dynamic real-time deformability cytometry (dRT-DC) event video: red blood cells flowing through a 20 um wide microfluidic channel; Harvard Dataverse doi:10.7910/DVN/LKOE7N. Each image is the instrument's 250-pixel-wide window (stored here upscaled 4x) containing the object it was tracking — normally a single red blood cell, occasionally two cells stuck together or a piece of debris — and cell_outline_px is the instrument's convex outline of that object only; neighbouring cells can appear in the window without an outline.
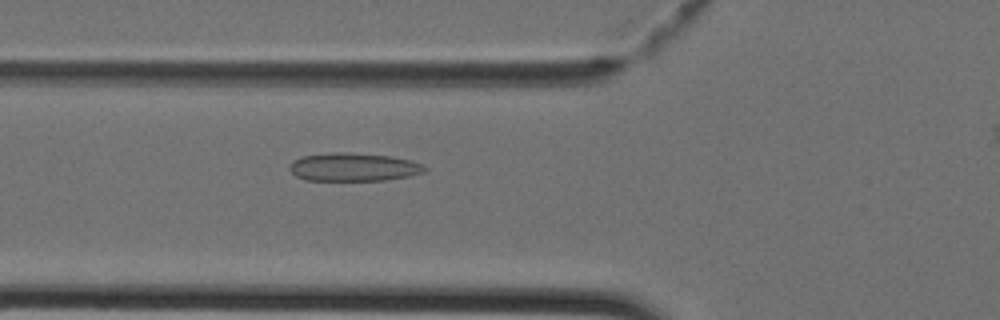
{"species": "Egyptian fruit bat (a non-hibernating species)", "species_latin": "Rousettus aegyptiacus", "temperature_condition": "cold", "stored_images_in_passage": 40, "camera_frame_rate_fps": 3000, "um_per_image_px": 0.085, "animal": {"sex": "female"}, "frame": {"image": 1, "passage_image": 16, "time_ms": 5.0, "image_size_px": [1000, 320], "cell_outline_px": [[428, 168], [424, 172], [408, 176], [384, 180], [304, 180], [296, 176], [288, 168], [288, 164], [292, 160], [300, 156], [336, 152], [344, 152], [392, 156], [408, 160], [420, 164]], "centroid_in_image_um": [29.98, 14.19], "position_along_channel_um": 95.8, "area_um2": 22.2}}
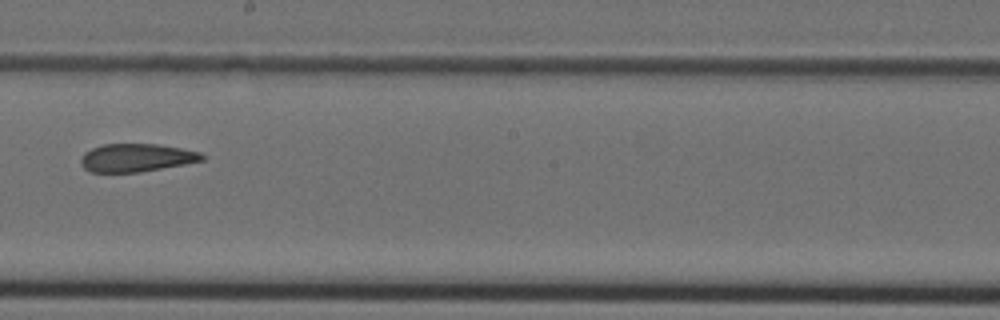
{"frame": {"image": 2, "passage_image": 25, "time_ms": 8.0, "image_size_px": [1000, 320], "cell_outline_px": [[204, 160], [184, 164], [140, 172], [92, 172], [84, 168], [80, 164], [80, 160], [84, 152], [92, 148], [104, 144], [156, 144], [180, 148], [200, 152], [204, 156]], "centroid_in_image_um": [11.57, 13.41], "position_along_channel_um": 236.6, "area_um2": 19.71}}
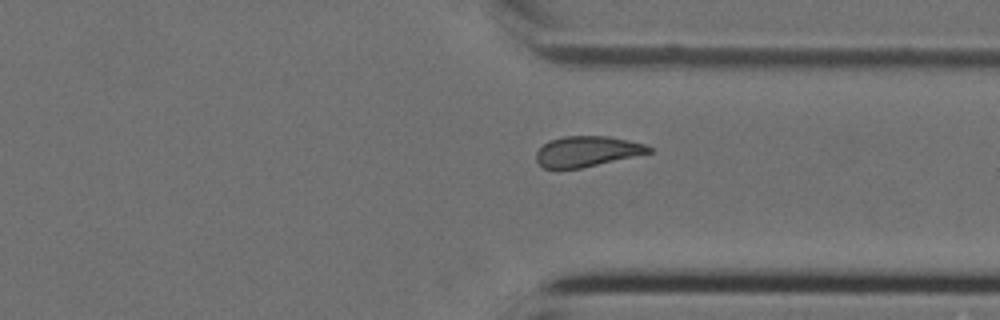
{"frame": {"image": 3, "passage_image": 33, "time_ms": 10.667, "image_size_px": [1000, 320], "cell_outline_px": [[652, 152], [580, 168], [560, 172], [556, 172], [544, 168], [536, 160], [536, 152], [548, 140], [564, 136], [608, 136], [628, 140], [644, 144], [652, 148]], "centroid_in_image_um": [49.82, 12.9], "position_along_channel_um": 361.6, "area_um2": 20.35}}